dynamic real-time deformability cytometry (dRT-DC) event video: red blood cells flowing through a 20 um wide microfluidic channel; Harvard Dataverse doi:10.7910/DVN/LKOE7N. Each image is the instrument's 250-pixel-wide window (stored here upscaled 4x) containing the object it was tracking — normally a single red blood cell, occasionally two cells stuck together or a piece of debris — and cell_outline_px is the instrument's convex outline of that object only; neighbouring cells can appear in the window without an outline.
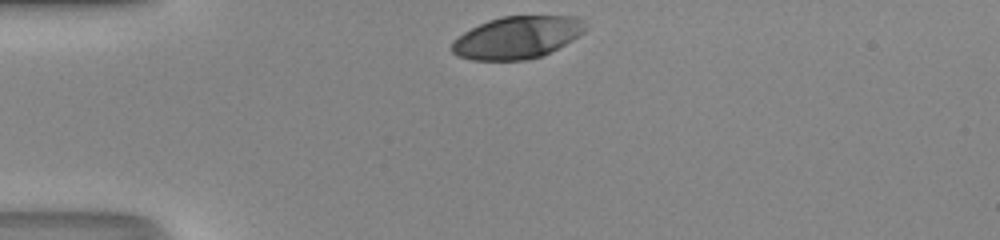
{"species": "human", "species_latin": "Homo sapiens", "temperature_condition": "room temperature", "stored_images_in_passage": 29, "camera_frame_rate_fps": 3000, "um_per_image_px": 0.085, "donor": {"sex": "male"}, "frame": {"image": 1, "passage_image": 1, "time_ms": 0.0, "image_size_px": [1000, 240], "cell_outline_px": [[588, 28], [584, 32], [572, 40], [544, 56], [524, 60], [472, 60], [456, 56], [452, 52], [452, 44], [464, 32], [488, 20], [500, 16], [576, 16], [584, 20]], "centroid_in_image_um": [44.0, 3.18], "position_along_channel_um": 41.0, "area_um2": 33.0}}
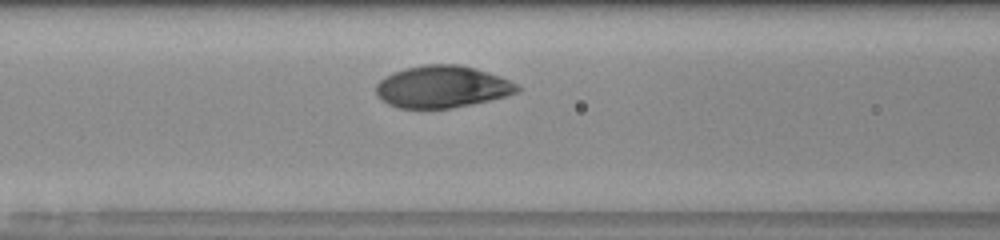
{"frame": {"image": 2, "passage_image": 10, "time_ms": 3.0, "image_size_px": [1000, 240], "cell_outline_px": [[524, 88], [508, 96], [452, 108], [400, 108], [388, 104], [380, 100], [376, 96], [376, 84], [384, 76], [392, 72], [424, 64], [460, 64], [488, 72], [500, 76]], "centroid_in_image_um": [37.57, 7.37], "position_along_channel_um": 129.0, "area_um2": 34.74}}
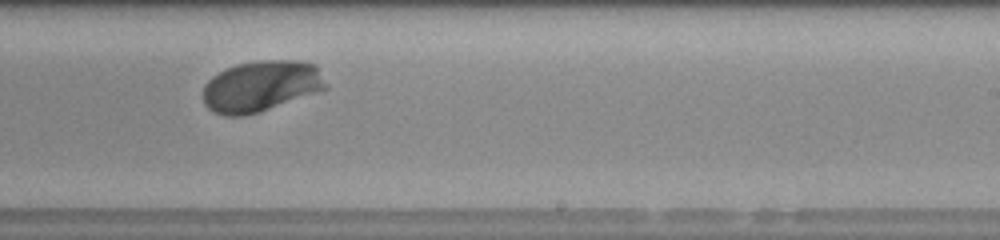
{"frame": {"image": 3, "passage_image": 20, "time_ms": 6.333, "image_size_px": [1000, 240], "cell_outline_px": [[328, 88], [260, 112], [240, 116], [224, 116], [212, 112], [204, 104], [204, 84], [212, 76], [236, 64], [260, 60], [296, 60], [316, 64]], "centroid_in_image_um": [22.17, 7.32], "position_along_channel_um": 266.8, "area_um2": 36.47}, "authors_computed_cell_mechanics": {"area_um2": 34.7378, "velocity_mm_per_s": 4.1489, "shape_relaxation_time_tau1_ms": 2.0886, "shape_relaxation_time_tau2_ms": null, "deformation_change_tau1": 0.1641, "deformation_change_tau2": null}}